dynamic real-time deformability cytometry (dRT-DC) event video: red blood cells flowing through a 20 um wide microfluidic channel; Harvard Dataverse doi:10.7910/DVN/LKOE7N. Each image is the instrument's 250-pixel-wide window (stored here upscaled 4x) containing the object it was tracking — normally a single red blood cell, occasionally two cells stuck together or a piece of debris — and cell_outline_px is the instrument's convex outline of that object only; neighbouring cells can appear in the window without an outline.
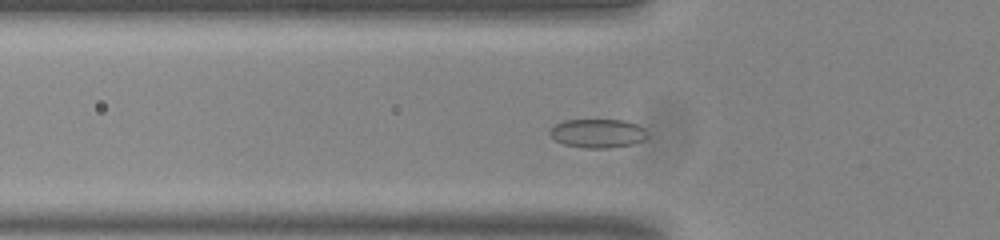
{"species": "common noctule bat (a hibernating species)", "species_latin": "Nyctalus noctula", "temperature_condition": "room temperature", "stored_images_in_passage": 50, "camera_frame_rate_fps": 3000, "um_per_image_px": 0.085, "animal": {"sex": "male", "body_mass_g": 20.0, "forearm_length_mm": 53.3}, "frame": {"image": 1, "passage_image": 13, "time_ms": 4.0, "image_size_px": [1000, 240], "cell_outline_px": [[648, 136], [644, 140], [632, 144], [608, 148], [584, 148], [564, 144], [556, 140], [548, 132], [556, 124], [564, 120], [624, 120], [636, 124], [644, 128], [648, 132]], "centroid_in_image_um": [50.84, 11.33], "position_along_channel_um": 75.0, "area_um2": 16.36}}
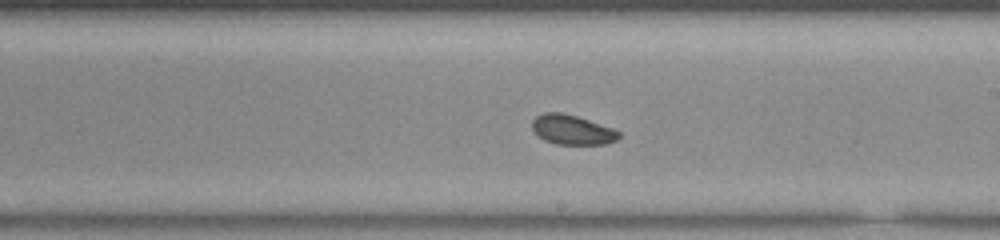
{"frame": {"image": 2, "passage_image": 26, "time_ms": 8.333, "image_size_px": [1000, 240], "cell_outline_px": [[620, 136], [616, 140], [604, 144], [556, 144], [544, 140], [536, 136], [532, 128], [532, 120], [536, 116], [544, 112], [560, 112], [576, 116], [612, 128], [620, 132]], "centroid_in_image_um": [48.58, 11.03], "position_along_channel_um": 240.4, "area_um2": 14.97}}
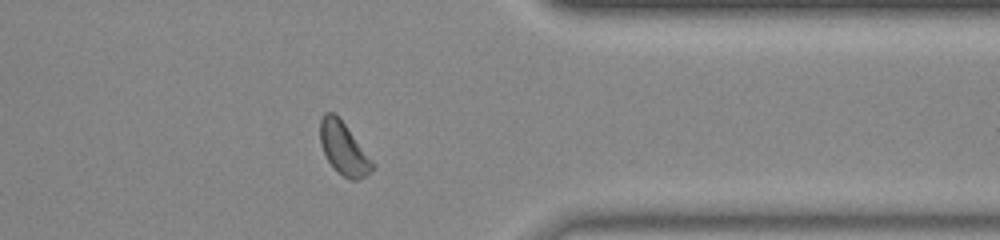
{"frame": {"image": 3, "passage_image": 38, "time_ms": 12.333, "image_size_px": [1000, 240], "cell_outline_px": [[376, 164], [372, 172], [356, 180], [352, 180], [344, 176], [328, 160], [320, 144], [320, 120], [324, 112], [332, 112], [344, 124]], "centroid_in_image_um": [29.22, 12.63], "position_along_channel_um": 382.2, "area_um2": 15.55}, "authors_computed_cell_mechanics": {"area_um2": 15.8661, "velocity_mm_per_s": 3.811, "shape_relaxation_time_tau1_ms": null, "shape_relaxation_time_tau2_ms": 3.7953, "deformation_change_tau1": null, "deformation_change_tau2": 0.0735}}